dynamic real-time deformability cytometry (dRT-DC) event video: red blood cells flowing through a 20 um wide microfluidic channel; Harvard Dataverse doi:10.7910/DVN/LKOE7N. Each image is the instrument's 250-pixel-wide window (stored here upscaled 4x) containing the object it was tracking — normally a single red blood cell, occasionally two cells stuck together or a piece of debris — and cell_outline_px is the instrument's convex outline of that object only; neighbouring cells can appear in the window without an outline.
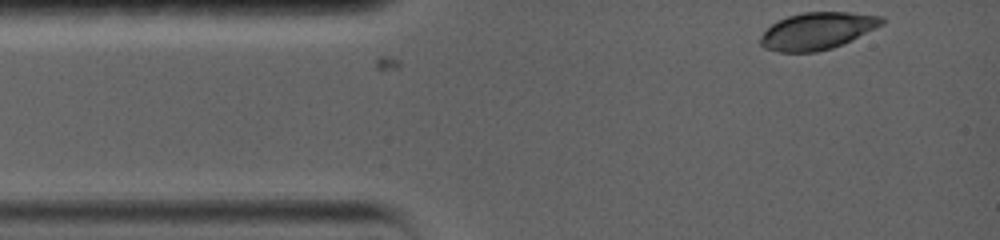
{"species": "common noctule bat (a hibernating species)", "species_latin": "Nyctalus noctula", "temperature_condition": "warm", "stored_images_in_passage": 3, "camera_frame_rate_fps": 5000, "um_per_image_px": 0.085, "animal": {"sex": "female", "body_mass_g": 19.0, "forearm_length_mm": 56.7}, "frame": {"image": 1, "passage_image": 1, "time_ms": 0.0, "image_size_px": [1000, 240], "cell_outline_px": [[884, 24], [876, 28], [832, 48], [816, 52], [780, 52], [764, 48], [760, 44], [760, 36], [776, 20], [788, 16], [804, 12], [848, 12], [884, 16]], "centroid_in_image_um": [69.46, 2.62], "position_along_channel_um": 15.5, "area_um2": 26.13}}